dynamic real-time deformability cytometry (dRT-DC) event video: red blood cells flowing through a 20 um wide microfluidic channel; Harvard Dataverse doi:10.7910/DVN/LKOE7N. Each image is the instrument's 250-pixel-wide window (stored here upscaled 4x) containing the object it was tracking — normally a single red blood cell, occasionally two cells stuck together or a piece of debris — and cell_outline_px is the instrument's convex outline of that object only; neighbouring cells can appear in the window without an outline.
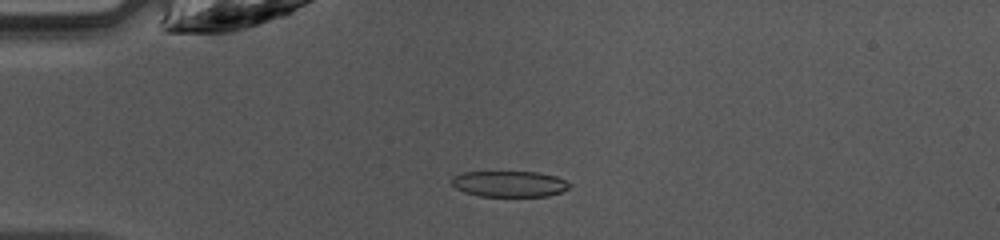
{"species": "common noctule bat (a hibernating species)", "species_latin": "Nyctalus noctula", "temperature_condition": "warm", "stored_images_in_passage": 47, "camera_frame_rate_fps": 3000, "um_per_image_px": 0.085, "animal": {"sex": "female", "body_mass_g": 10.0, "forearm_length_mm": 53.1}, "frame": {"image": 1, "passage_image": 12, "time_ms": 3.667, "image_size_px": [1000, 240], "cell_outline_px": [[572, 184], [568, 188], [560, 192], [548, 196], [480, 196], [464, 192], [456, 188], [452, 184], [452, 176], [464, 172], [536, 172], [556, 176]], "centroid_in_image_um": [43.29, 15.63], "position_along_channel_um": 41.7, "area_um2": 17.74}}
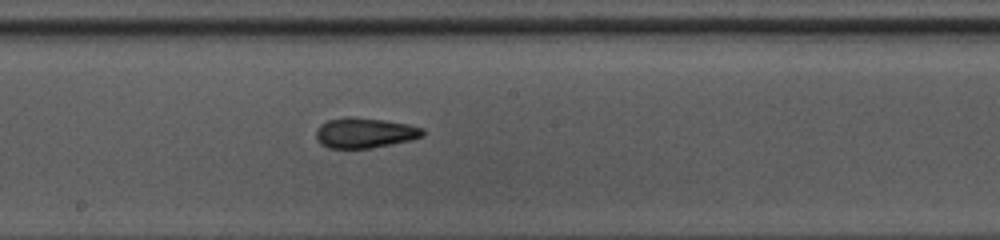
{"frame": {"image": 2, "passage_image": 26, "time_ms": 8.333, "image_size_px": [1000, 240], "cell_outline_px": [[424, 136], [412, 140], [372, 148], [328, 148], [320, 144], [316, 140], [316, 128], [320, 124], [328, 120], [344, 116], [352, 116], [384, 120], [408, 124], [424, 128]], "centroid_in_image_um": [30.98, 11.29], "position_along_channel_um": 217.2, "area_um2": 19.13}}
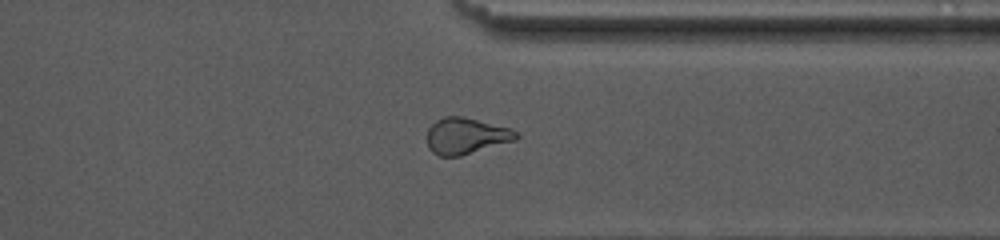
{"frame": {"image": 3, "passage_image": 37, "time_ms": 12.0, "image_size_px": [1000, 240], "cell_outline_px": [[520, 136], [516, 140], [460, 156], [440, 156], [432, 152], [428, 148], [428, 128], [436, 120], [444, 116], [464, 116], [512, 128], [520, 132]], "centroid_in_image_um": [39.66, 11.54], "position_along_channel_um": 371.7, "area_um2": 19.07}, "authors_computed_cell_mechanics": {"area_um2": 18.8428, "velocity_mm_per_s": 4.2346, "shape_relaxation_time_tau1_ms": 5.5272, "shape_relaxation_time_tau2_ms": 2.8481, "deformation_change_tau1": 0.1928, "deformation_change_tau2": 0.1069}}